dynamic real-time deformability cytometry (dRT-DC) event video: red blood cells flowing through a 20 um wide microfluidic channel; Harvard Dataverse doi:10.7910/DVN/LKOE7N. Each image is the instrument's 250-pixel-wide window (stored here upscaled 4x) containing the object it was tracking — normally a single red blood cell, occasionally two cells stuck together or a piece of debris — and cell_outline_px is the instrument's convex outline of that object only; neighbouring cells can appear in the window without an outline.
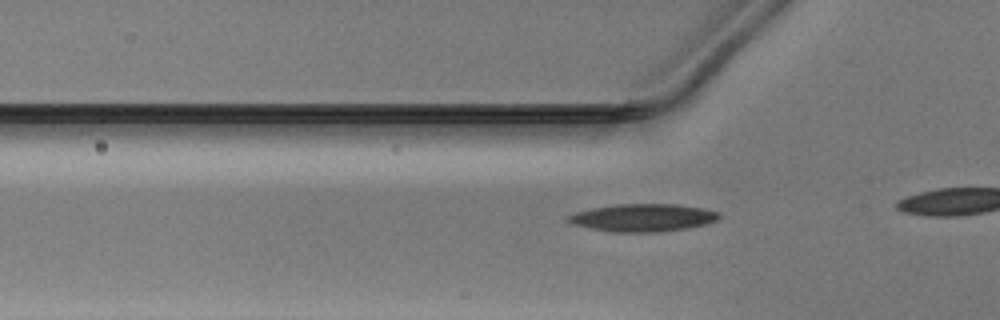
{"species": "Egyptian fruit bat (a non-hibernating species)", "species_latin": "Rousettus aegyptiacus", "temperature_condition": "warm", "stored_images_in_passage": 10, "camera_frame_rate_fps": 3000, "um_per_image_px": 0.085, "animal": {"sex": "male"}, "frame": {"image": 1, "passage_image": 5, "time_ms": 1.333, "image_size_px": [1000, 320], "cell_outline_px": [[720, 216], [716, 220], [704, 224], [688, 228], [660, 232], [616, 232], [592, 228], [572, 224], [564, 220], [564, 216], [576, 212], [592, 208], [616, 204], [676, 204], [700, 208], [720, 212]], "centroid_in_image_um": [54.6, 18.5], "position_along_channel_um": 71.2, "area_um2": 24.28}}
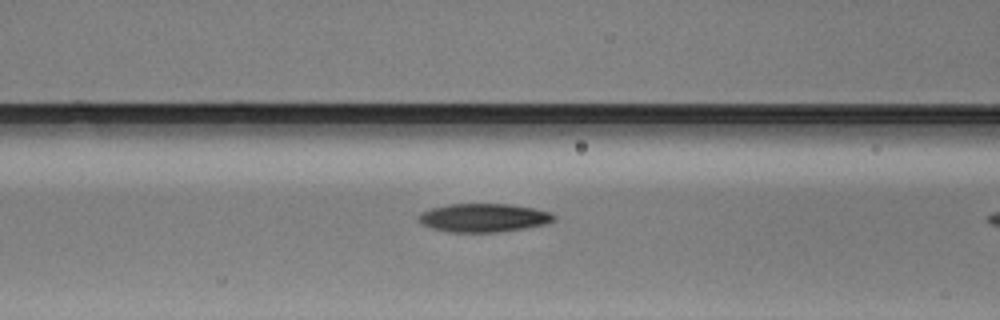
{"frame": {"image": 2, "passage_image": 9, "time_ms": 2.667, "image_size_px": [1000, 320], "cell_outline_px": [[556, 220], [544, 224], [524, 228], [496, 232], [452, 232], [432, 228], [416, 220], [416, 216], [420, 212], [432, 208], [448, 204], [508, 204], [532, 208], [548, 212], [556, 216]], "centroid_in_image_um": [41.06, 18.5], "position_along_channel_um": 125.5, "area_um2": 22.31}}